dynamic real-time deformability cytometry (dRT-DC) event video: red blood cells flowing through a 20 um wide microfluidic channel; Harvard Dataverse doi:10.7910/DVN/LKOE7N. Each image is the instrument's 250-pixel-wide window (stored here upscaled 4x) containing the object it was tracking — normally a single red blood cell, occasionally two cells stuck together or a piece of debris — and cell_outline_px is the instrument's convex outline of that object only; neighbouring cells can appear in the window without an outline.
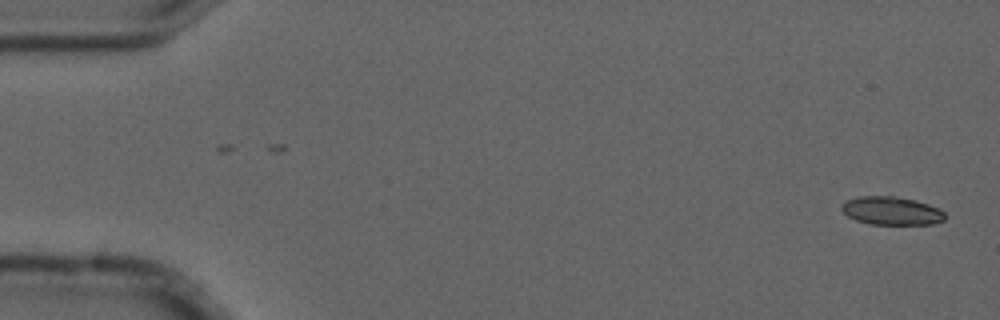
{"species": "common noctule bat (a hibernating species)", "species_latin": "Nyctalus noctula", "temperature_condition": "cold", "stored_images_in_passage": 2, "camera_frame_rate_fps": 3000, "um_per_image_px": 0.085, "animal": {"sex": "male", "forearm_length_mm": 52.5}, "frame": {"image": 1, "passage_image": 2, "time_ms": 0.333, "image_size_px": [1000, 320], "cell_outline_px": [[944, 220], [932, 224], [872, 224], [856, 220], [848, 216], [840, 208], [840, 204], [848, 200], [860, 196], [892, 196], [912, 200], [928, 204], [940, 208], [944, 212]], "centroid_in_image_um": [75.77, 17.92], "position_along_channel_um": 9.2, "area_um2": 16.82}}